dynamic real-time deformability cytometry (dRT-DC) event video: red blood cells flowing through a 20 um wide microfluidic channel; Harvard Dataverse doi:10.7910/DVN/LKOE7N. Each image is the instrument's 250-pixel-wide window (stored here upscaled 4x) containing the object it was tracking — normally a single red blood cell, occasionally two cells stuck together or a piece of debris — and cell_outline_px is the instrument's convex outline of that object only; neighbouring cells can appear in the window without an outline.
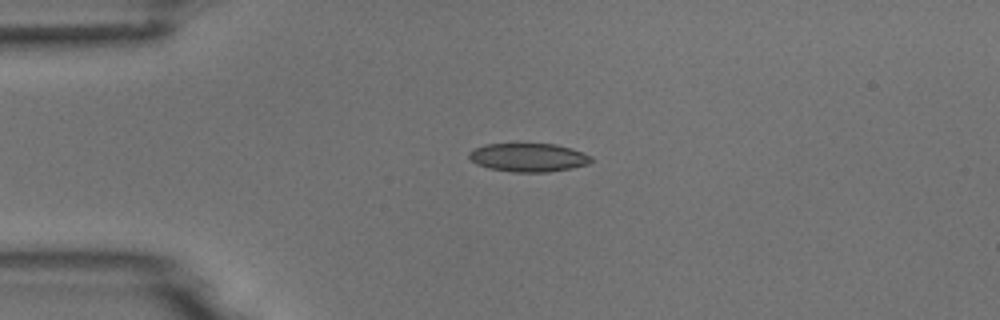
{"species": "common noctule bat (a hibernating species)", "species_latin": "Nyctalus noctula", "temperature_condition": "room temperature", "stored_images_in_passage": 3, "camera_frame_rate_fps": 3000, "um_per_image_px": 0.085, "animal": {"sex": "male", "body_mass_g": 18.8}, "frame": {"image": 1, "passage_image": 2, "time_ms": 1.0, "image_size_px": [1000, 320], "cell_outline_px": [[592, 160], [588, 164], [572, 168], [548, 172], [512, 172], [488, 168], [476, 164], [468, 156], [468, 152], [484, 144], [556, 144], [572, 148], [592, 156]], "centroid_in_image_um": [44.92, 13.39], "position_along_channel_um": 40.1, "area_um2": 20.35}}